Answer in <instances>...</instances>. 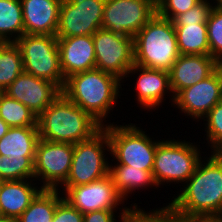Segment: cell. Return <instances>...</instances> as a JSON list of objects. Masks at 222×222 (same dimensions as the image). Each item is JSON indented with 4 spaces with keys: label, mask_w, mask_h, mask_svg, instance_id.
Listing matches in <instances>:
<instances>
[{
    "label": "cell",
    "mask_w": 222,
    "mask_h": 222,
    "mask_svg": "<svg viewBox=\"0 0 222 222\" xmlns=\"http://www.w3.org/2000/svg\"><path fill=\"white\" fill-rule=\"evenodd\" d=\"M211 154L205 165L199 161L186 187L169 203L183 216H222V156Z\"/></svg>",
    "instance_id": "1"
},
{
    "label": "cell",
    "mask_w": 222,
    "mask_h": 222,
    "mask_svg": "<svg viewBox=\"0 0 222 222\" xmlns=\"http://www.w3.org/2000/svg\"><path fill=\"white\" fill-rule=\"evenodd\" d=\"M37 127L41 139L74 145L103 126L61 92L37 117Z\"/></svg>",
    "instance_id": "2"
},
{
    "label": "cell",
    "mask_w": 222,
    "mask_h": 222,
    "mask_svg": "<svg viewBox=\"0 0 222 222\" xmlns=\"http://www.w3.org/2000/svg\"><path fill=\"white\" fill-rule=\"evenodd\" d=\"M120 81L114 74L95 68L68 77L61 92L104 126L103 121L117 102Z\"/></svg>",
    "instance_id": "3"
},
{
    "label": "cell",
    "mask_w": 222,
    "mask_h": 222,
    "mask_svg": "<svg viewBox=\"0 0 222 222\" xmlns=\"http://www.w3.org/2000/svg\"><path fill=\"white\" fill-rule=\"evenodd\" d=\"M134 64L170 71L180 56L173 22L155 14L133 37Z\"/></svg>",
    "instance_id": "4"
},
{
    "label": "cell",
    "mask_w": 222,
    "mask_h": 222,
    "mask_svg": "<svg viewBox=\"0 0 222 222\" xmlns=\"http://www.w3.org/2000/svg\"><path fill=\"white\" fill-rule=\"evenodd\" d=\"M16 44L21 50L23 70L54 83L62 91L66 80L60 65L57 36L24 34Z\"/></svg>",
    "instance_id": "5"
},
{
    "label": "cell",
    "mask_w": 222,
    "mask_h": 222,
    "mask_svg": "<svg viewBox=\"0 0 222 222\" xmlns=\"http://www.w3.org/2000/svg\"><path fill=\"white\" fill-rule=\"evenodd\" d=\"M110 141V153L117 164L152 171L159 141H152L145 132L132 123L130 125L105 124Z\"/></svg>",
    "instance_id": "6"
},
{
    "label": "cell",
    "mask_w": 222,
    "mask_h": 222,
    "mask_svg": "<svg viewBox=\"0 0 222 222\" xmlns=\"http://www.w3.org/2000/svg\"><path fill=\"white\" fill-rule=\"evenodd\" d=\"M174 140H162L157 144L152 169L157 186L165 181L186 183L202 160L196 145L190 141Z\"/></svg>",
    "instance_id": "7"
},
{
    "label": "cell",
    "mask_w": 222,
    "mask_h": 222,
    "mask_svg": "<svg viewBox=\"0 0 222 222\" xmlns=\"http://www.w3.org/2000/svg\"><path fill=\"white\" fill-rule=\"evenodd\" d=\"M106 149L110 152V141L104 126L89 139L74 144L70 172L62 186L84 185L107 176L109 163L105 159Z\"/></svg>",
    "instance_id": "8"
},
{
    "label": "cell",
    "mask_w": 222,
    "mask_h": 222,
    "mask_svg": "<svg viewBox=\"0 0 222 222\" xmlns=\"http://www.w3.org/2000/svg\"><path fill=\"white\" fill-rule=\"evenodd\" d=\"M96 69L114 74L119 79L129 77L134 65L133 37L100 28L93 34Z\"/></svg>",
    "instance_id": "9"
},
{
    "label": "cell",
    "mask_w": 222,
    "mask_h": 222,
    "mask_svg": "<svg viewBox=\"0 0 222 222\" xmlns=\"http://www.w3.org/2000/svg\"><path fill=\"white\" fill-rule=\"evenodd\" d=\"M156 14V0H106L102 28L134 37Z\"/></svg>",
    "instance_id": "10"
},
{
    "label": "cell",
    "mask_w": 222,
    "mask_h": 222,
    "mask_svg": "<svg viewBox=\"0 0 222 222\" xmlns=\"http://www.w3.org/2000/svg\"><path fill=\"white\" fill-rule=\"evenodd\" d=\"M73 152V144L39 139L34 160V179L41 177V188L58 189V185L66 181Z\"/></svg>",
    "instance_id": "11"
},
{
    "label": "cell",
    "mask_w": 222,
    "mask_h": 222,
    "mask_svg": "<svg viewBox=\"0 0 222 222\" xmlns=\"http://www.w3.org/2000/svg\"><path fill=\"white\" fill-rule=\"evenodd\" d=\"M106 0H62L57 37L93 35L102 28Z\"/></svg>",
    "instance_id": "12"
},
{
    "label": "cell",
    "mask_w": 222,
    "mask_h": 222,
    "mask_svg": "<svg viewBox=\"0 0 222 222\" xmlns=\"http://www.w3.org/2000/svg\"><path fill=\"white\" fill-rule=\"evenodd\" d=\"M63 188V199L82 214L96 210H115L123 202L109 175L88 184Z\"/></svg>",
    "instance_id": "13"
},
{
    "label": "cell",
    "mask_w": 222,
    "mask_h": 222,
    "mask_svg": "<svg viewBox=\"0 0 222 222\" xmlns=\"http://www.w3.org/2000/svg\"><path fill=\"white\" fill-rule=\"evenodd\" d=\"M222 101V75L217 69L208 78L181 90L174 97V104L191 118H201Z\"/></svg>",
    "instance_id": "14"
},
{
    "label": "cell",
    "mask_w": 222,
    "mask_h": 222,
    "mask_svg": "<svg viewBox=\"0 0 222 222\" xmlns=\"http://www.w3.org/2000/svg\"><path fill=\"white\" fill-rule=\"evenodd\" d=\"M3 92L39 116L61 90L54 83L24 71Z\"/></svg>",
    "instance_id": "15"
},
{
    "label": "cell",
    "mask_w": 222,
    "mask_h": 222,
    "mask_svg": "<svg viewBox=\"0 0 222 222\" xmlns=\"http://www.w3.org/2000/svg\"><path fill=\"white\" fill-rule=\"evenodd\" d=\"M57 38L60 65L65 80L76 73L96 68L93 35Z\"/></svg>",
    "instance_id": "16"
},
{
    "label": "cell",
    "mask_w": 222,
    "mask_h": 222,
    "mask_svg": "<svg viewBox=\"0 0 222 222\" xmlns=\"http://www.w3.org/2000/svg\"><path fill=\"white\" fill-rule=\"evenodd\" d=\"M218 69V62L210 55H180L169 71L174 97L183 89L208 78Z\"/></svg>",
    "instance_id": "17"
},
{
    "label": "cell",
    "mask_w": 222,
    "mask_h": 222,
    "mask_svg": "<svg viewBox=\"0 0 222 222\" xmlns=\"http://www.w3.org/2000/svg\"><path fill=\"white\" fill-rule=\"evenodd\" d=\"M25 34L56 35L62 0H20Z\"/></svg>",
    "instance_id": "18"
},
{
    "label": "cell",
    "mask_w": 222,
    "mask_h": 222,
    "mask_svg": "<svg viewBox=\"0 0 222 222\" xmlns=\"http://www.w3.org/2000/svg\"><path fill=\"white\" fill-rule=\"evenodd\" d=\"M141 72L136 82L137 98L143 108H155L162 103L163 96L171 93L169 72L164 70L149 69L134 64L127 75L130 73Z\"/></svg>",
    "instance_id": "19"
},
{
    "label": "cell",
    "mask_w": 222,
    "mask_h": 222,
    "mask_svg": "<svg viewBox=\"0 0 222 222\" xmlns=\"http://www.w3.org/2000/svg\"><path fill=\"white\" fill-rule=\"evenodd\" d=\"M28 180L3 181L0 187V216L16 220L43 189H37Z\"/></svg>",
    "instance_id": "20"
},
{
    "label": "cell",
    "mask_w": 222,
    "mask_h": 222,
    "mask_svg": "<svg viewBox=\"0 0 222 222\" xmlns=\"http://www.w3.org/2000/svg\"><path fill=\"white\" fill-rule=\"evenodd\" d=\"M39 139L37 126L10 127L0 139V155L9 159H35Z\"/></svg>",
    "instance_id": "21"
},
{
    "label": "cell",
    "mask_w": 222,
    "mask_h": 222,
    "mask_svg": "<svg viewBox=\"0 0 222 222\" xmlns=\"http://www.w3.org/2000/svg\"><path fill=\"white\" fill-rule=\"evenodd\" d=\"M108 175L123 199H126L128 193L141 187L157 186L152 171L132 168L129 165L117 164L114 167L109 165Z\"/></svg>",
    "instance_id": "22"
},
{
    "label": "cell",
    "mask_w": 222,
    "mask_h": 222,
    "mask_svg": "<svg viewBox=\"0 0 222 222\" xmlns=\"http://www.w3.org/2000/svg\"><path fill=\"white\" fill-rule=\"evenodd\" d=\"M180 55H210L207 24L174 25Z\"/></svg>",
    "instance_id": "23"
},
{
    "label": "cell",
    "mask_w": 222,
    "mask_h": 222,
    "mask_svg": "<svg viewBox=\"0 0 222 222\" xmlns=\"http://www.w3.org/2000/svg\"><path fill=\"white\" fill-rule=\"evenodd\" d=\"M62 200L58 189H42L15 222H52L56 206Z\"/></svg>",
    "instance_id": "24"
},
{
    "label": "cell",
    "mask_w": 222,
    "mask_h": 222,
    "mask_svg": "<svg viewBox=\"0 0 222 222\" xmlns=\"http://www.w3.org/2000/svg\"><path fill=\"white\" fill-rule=\"evenodd\" d=\"M24 34L21 1L0 0V42H16Z\"/></svg>",
    "instance_id": "25"
},
{
    "label": "cell",
    "mask_w": 222,
    "mask_h": 222,
    "mask_svg": "<svg viewBox=\"0 0 222 222\" xmlns=\"http://www.w3.org/2000/svg\"><path fill=\"white\" fill-rule=\"evenodd\" d=\"M23 72L21 50L16 42H0V92Z\"/></svg>",
    "instance_id": "26"
},
{
    "label": "cell",
    "mask_w": 222,
    "mask_h": 222,
    "mask_svg": "<svg viewBox=\"0 0 222 222\" xmlns=\"http://www.w3.org/2000/svg\"><path fill=\"white\" fill-rule=\"evenodd\" d=\"M37 117L24 104L0 92V118L9 127L37 126Z\"/></svg>",
    "instance_id": "27"
},
{
    "label": "cell",
    "mask_w": 222,
    "mask_h": 222,
    "mask_svg": "<svg viewBox=\"0 0 222 222\" xmlns=\"http://www.w3.org/2000/svg\"><path fill=\"white\" fill-rule=\"evenodd\" d=\"M35 159H9L0 155V179L3 181L34 178Z\"/></svg>",
    "instance_id": "28"
},
{
    "label": "cell",
    "mask_w": 222,
    "mask_h": 222,
    "mask_svg": "<svg viewBox=\"0 0 222 222\" xmlns=\"http://www.w3.org/2000/svg\"><path fill=\"white\" fill-rule=\"evenodd\" d=\"M137 207V205H133L128 218L129 222H184V216L170 205L161 209H153L152 212H147L148 214Z\"/></svg>",
    "instance_id": "29"
},
{
    "label": "cell",
    "mask_w": 222,
    "mask_h": 222,
    "mask_svg": "<svg viewBox=\"0 0 222 222\" xmlns=\"http://www.w3.org/2000/svg\"><path fill=\"white\" fill-rule=\"evenodd\" d=\"M206 24L210 56L219 62L222 60V10L213 7Z\"/></svg>",
    "instance_id": "30"
},
{
    "label": "cell",
    "mask_w": 222,
    "mask_h": 222,
    "mask_svg": "<svg viewBox=\"0 0 222 222\" xmlns=\"http://www.w3.org/2000/svg\"><path fill=\"white\" fill-rule=\"evenodd\" d=\"M206 123V137L212 152H218L222 148V101L218 102L204 117Z\"/></svg>",
    "instance_id": "31"
},
{
    "label": "cell",
    "mask_w": 222,
    "mask_h": 222,
    "mask_svg": "<svg viewBox=\"0 0 222 222\" xmlns=\"http://www.w3.org/2000/svg\"><path fill=\"white\" fill-rule=\"evenodd\" d=\"M208 0H201L193 8H190L185 13L177 15L173 20V25L187 24H206L213 6Z\"/></svg>",
    "instance_id": "32"
},
{
    "label": "cell",
    "mask_w": 222,
    "mask_h": 222,
    "mask_svg": "<svg viewBox=\"0 0 222 222\" xmlns=\"http://www.w3.org/2000/svg\"><path fill=\"white\" fill-rule=\"evenodd\" d=\"M201 0H156V14L173 20L177 15L193 8Z\"/></svg>",
    "instance_id": "33"
},
{
    "label": "cell",
    "mask_w": 222,
    "mask_h": 222,
    "mask_svg": "<svg viewBox=\"0 0 222 222\" xmlns=\"http://www.w3.org/2000/svg\"><path fill=\"white\" fill-rule=\"evenodd\" d=\"M122 215L120 217V222H126L130 217L131 207L123 208ZM115 210H96L83 214V222H116Z\"/></svg>",
    "instance_id": "34"
},
{
    "label": "cell",
    "mask_w": 222,
    "mask_h": 222,
    "mask_svg": "<svg viewBox=\"0 0 222 222\" xmlns=\"http://www.w3.org/2000/svg\"><path fill=\"white\" fill-rule=\"evenodd\" d=\"M52 222H83V214L63 199L56 206Z\"/></svg>",
    "instance_id": "35"
},
{
    "label": "cell",
    "mask_w": 222,
    "mask_h": 222,
    "mask_svg": "<svg viewBox=\"0 0 222 222\" xmlns=\"http://www.w3.org/2000/svg\"><path fill=\"white\" fill-rule=\"evenodd\" d=\"M184 222H222V216H184Z\"/></svg>",
    "instance_id": "36"
},
{
    "label": "cell",
    "mask_w": 222,
    "mask_h": 222,
    "mask_svg": "<svg viewBox=\"0 0 222 222\" xmlns=\"http://www.w3.org/2000/svg\"><path fill=\"white\" fill-rule=\"evenodd\" d=\"M10 127L0 118V139L7 133Z\"/></svg>",
    "instance_id": "37"
},
{
    "label": "cell",
    "mask_w": 222,
    "mask_h": 222,
    "mask_svg": "<svg viewBox=\"0 0 222 222\" xmlns=\"http://www.w3.org/2000/svg\"><path fill=\"white\" fill-rule=\"evenodd\" d=\"M0 222H15V220L4 217V216H0Z\"/></svg>",
    "instance_id": "38"
},
{
    "label": "cell",
    "mask_w": 222,
    "mask_h": 222,
    "mask_svg": "<svg viewBox=\"0 0 222 222\" xmlns=\"http://www.w3.org/2000/svg\"><path fill=\"white\" fill-rule=\"evenodd\" d=\"M217 1V4L214 5L213 7L222 10V0H215V2Z\"/></svg>",
    "instance_id": "39"
},
{
    "label": "cell",
    "mask_w": 222,
    "mask_h": 222,
    "mask_svg": "<svg viewBox=\"0 0 222 222\" xmlns=\"http://www.w3.org/2000/svg\"><path fill=\"white\" fill-rule=\"evenodd\" d=\"M218 70L220 71L222 75V60L218 62Z\"/></svg>",
    "instance_id": "40"
},
{
    "label": "cell",
    "mask_w": 222,
    "mask_h": 222,
    "mask_svg": "<svg viewBox=\"0 0 222 222\" xmlns=\"http://www.w3.org/2000/svg\"><path fill=\"white\" fill-rule=\"evenodd\" d=\"M218 153L222 156V148L218 151Z\"/></svg>",
    "instance_id": "41"
},
{
    "label": "cell",
    "mask_w": 222,
    "mask_h": 222,
    "mask_svg": "<svg viewBox=\"0 0 222 222\" xmlns=\"http://www.w3.org/2000/svg\"><path fill=\"white\" fill-rule=\"evenodd\" d=\"M2 183H3V180L0 179V187H1Z\"/></svg>",
    "instance_id": "42"
}]
</instances>
